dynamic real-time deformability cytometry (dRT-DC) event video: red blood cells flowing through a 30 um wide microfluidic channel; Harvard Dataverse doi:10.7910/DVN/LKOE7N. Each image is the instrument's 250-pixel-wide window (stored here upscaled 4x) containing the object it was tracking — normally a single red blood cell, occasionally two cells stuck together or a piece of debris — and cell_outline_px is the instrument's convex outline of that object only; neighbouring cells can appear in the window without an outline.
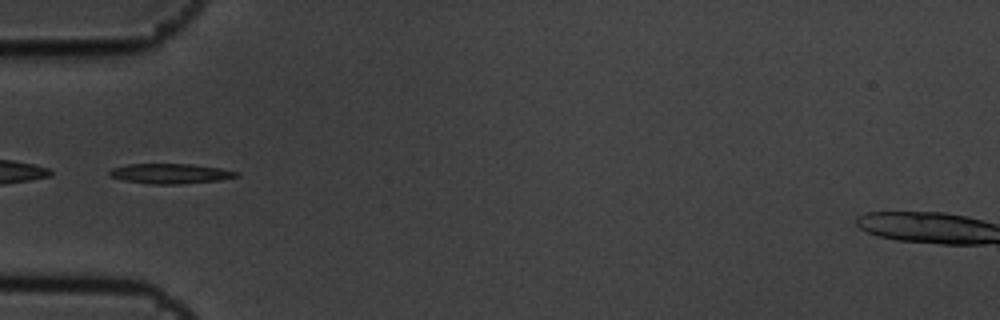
{"species": "common noctule bat (a hibernating species)", "species_latin": "Nyctalus noctula", "temperature_condition": "cold", "stored_images_in_passage": 6, "segment_of_instrument_passage": [2, 2], "camera_frame_rate_fps": 3000, "um_per_image_px": 0.085, "animal": {"sex": "male", "body_mass_g": 19.5, "forearm_length_mm": 54.6}, "frame": {"image": 1, "passage_image": 4, "time_ms": 1.0, "image_size_px": [1000, 320], "cell_outline_px": [[240, 176], [220, 180], [180, 184], [152, 184], [124, 180], [108, 176], [108, 172], [112, 168], [128, 164], [192, 164], [220, 168], [240, 172]], "centroid_in_image_um": [14.5, 14.75], "position_along_channel_um": 70.5, "area_um2": 14.85}}
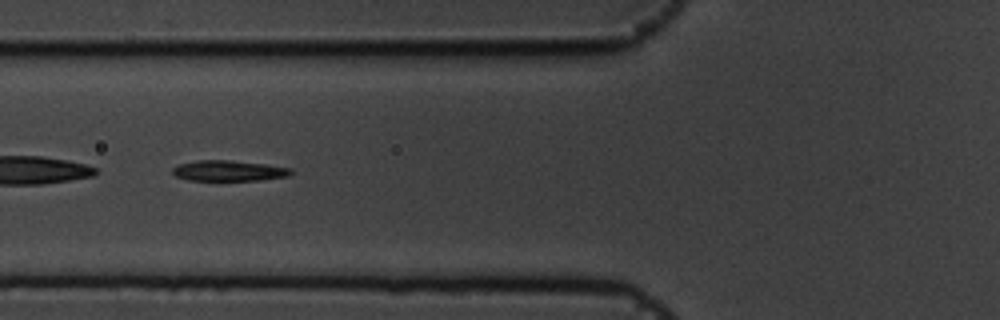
{"frame": {"image": 2, "passage_image": 5, "time_ms": 1.333, "image_size_px": [1000, 320], "cell_outline_px": [[292, 172], [288, 176], [260, 180], [188, 180], [176, 176], [172, 172], [172, 168], [176, 164], [196, 160], [232, 160], [264, 164], [292, 168]], "centroid_in_image_um": [19.4, 14.5], "position_along_channel_um": 106.4, "area_um2": 14.28}}